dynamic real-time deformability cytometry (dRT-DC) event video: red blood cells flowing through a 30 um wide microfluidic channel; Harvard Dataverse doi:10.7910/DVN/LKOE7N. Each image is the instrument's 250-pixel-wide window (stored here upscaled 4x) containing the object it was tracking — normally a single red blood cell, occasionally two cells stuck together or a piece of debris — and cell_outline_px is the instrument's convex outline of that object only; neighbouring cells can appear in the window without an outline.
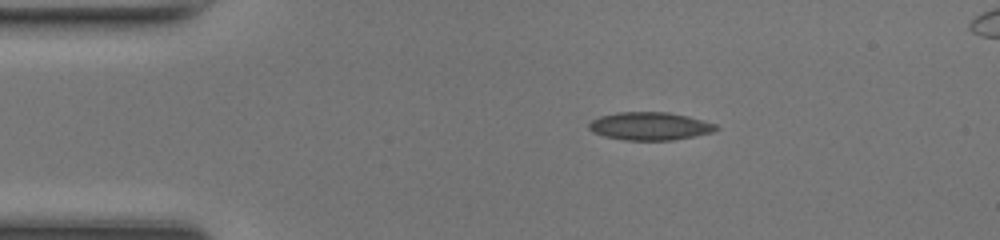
{"species": "common noctule bat (a hibernating species)", "species_latin": "Nyctalus noctula", "temperature_condition": "room temperature", "stored_images_in_passage": 40, "camera_frame_rate_fps": 3000, "um_per_image_px": 0.085, "animal": {"sex": "female", "body_mass_g": 17.0, "forearm_length_mm": 48.0}, "frame": {"image": 1, "passage_image": 1, "time_ms": 0.0, "image_size_px": [1000, 240], "cell_outline_px": [[720, 128], [712, 132], [696, 136], [672, 140], [624, 140], [604, 136], [592, 132], [588, 128], [588, 124], [592, 120], [600, 116], [616, 112], [668, 112], [688, 116], [716, 124]], "centroid_in_image_um": [55.23, 10.72], "position_along_channel_um": 29.8, "area_um2": 20.81}}
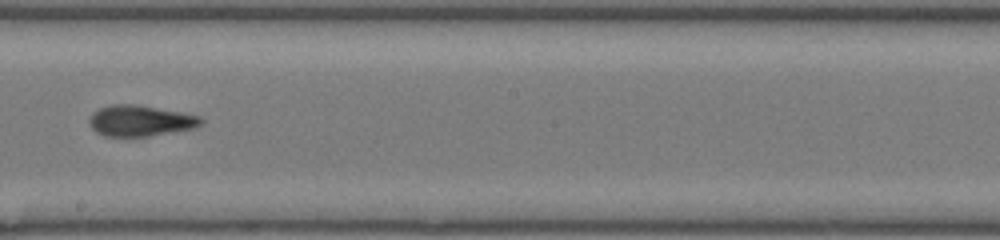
{"frame": {"image": 2, "passage_image": 19, "time_ms": 6.0, "image_size_px": [1000, 240], "cell_outline_px": [[204, 124], [196, 128], [148, 136], [104, 136], [96, 132], [88, 124], [88, 120], [92, 112], [100, 108], [112, 104], [132, 104], [180, 112], [200, 116], [204, 120]], "centroid_in_image_um": [11.92, 10.27], "position_along_channel_um": 236.3, "area_um2": 20.17}}
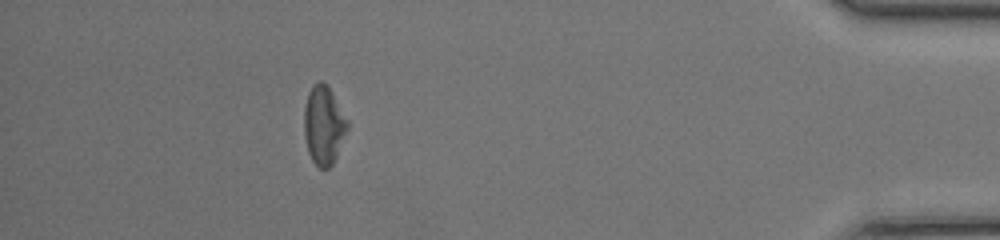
{"frame": {"image": 3, "passage_image": 35, "time_ms": 11.333, "image_size_px": [1000, 240], "cell_outline_px": [[348, 128], [336, 156], [332, 164], [328, 168], [320, 168], [312, 160], [308, 152], [304, 136], [304, 108], [308, 92], [312, 84], [320, 80], [328, 84], [348, 120]], "centroid_in_image_um": [27.5, 10.59], "position_along_channel_um": 407.7, "area_um2": 19.94}, "authors_computed_cell_mechanics": {"area_um2": 19.8832, "velocity_mm_per_s": 4.3115, "shape_relaxation_time_tau1_ms": 5.0439, "shape_relaxation_time_tau2_ms": 2.8439, "deformation_change_tau1": 0.1597, "deformation_change_tau2": 0.1242}}